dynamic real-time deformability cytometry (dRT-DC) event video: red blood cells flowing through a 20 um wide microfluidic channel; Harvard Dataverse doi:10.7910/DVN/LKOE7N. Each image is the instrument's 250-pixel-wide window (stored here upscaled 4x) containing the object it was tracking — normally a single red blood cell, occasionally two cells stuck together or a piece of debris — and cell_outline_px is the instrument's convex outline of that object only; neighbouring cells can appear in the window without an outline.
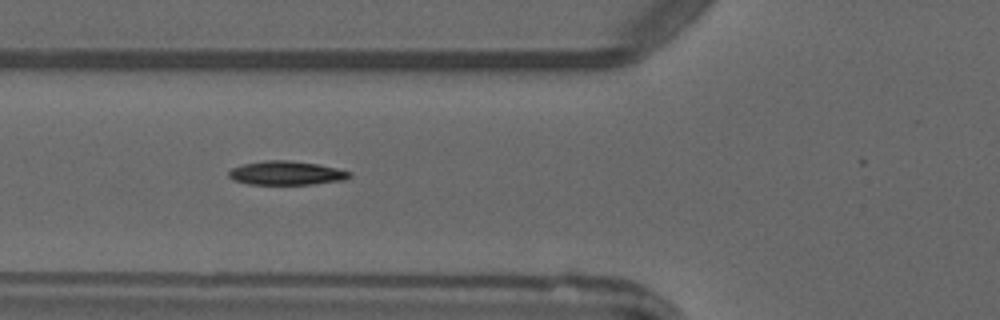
{"species": "common noctule bat (a hibernating species)", "species_latin": "Nyctalus noctula", "temperature_condition": "warm", "stored_images_in_passage": 6, "camera_frame_rate_fps": 3000, "um_per_image_px": 0.085, "animal": {"sex": "male", "forearm_length_mm": 52.5}, "frame": {"image": 1, "passage_image": 6, "time_ms": 5.667, "image_size_px": [1000, 320], "cell_outline_px": [[352, 176], [348, 180], [312, 184], [248, 184], [232, 180], [228, 176], [228, 172], [232, 168], [244, 164], [264, 160], [288, 160], [320, 164], [352, 172]], "centroid_in_image_um": [24.38, 14.71], "position_along_channel_um": 101.4, "area_um2": 16.99}}